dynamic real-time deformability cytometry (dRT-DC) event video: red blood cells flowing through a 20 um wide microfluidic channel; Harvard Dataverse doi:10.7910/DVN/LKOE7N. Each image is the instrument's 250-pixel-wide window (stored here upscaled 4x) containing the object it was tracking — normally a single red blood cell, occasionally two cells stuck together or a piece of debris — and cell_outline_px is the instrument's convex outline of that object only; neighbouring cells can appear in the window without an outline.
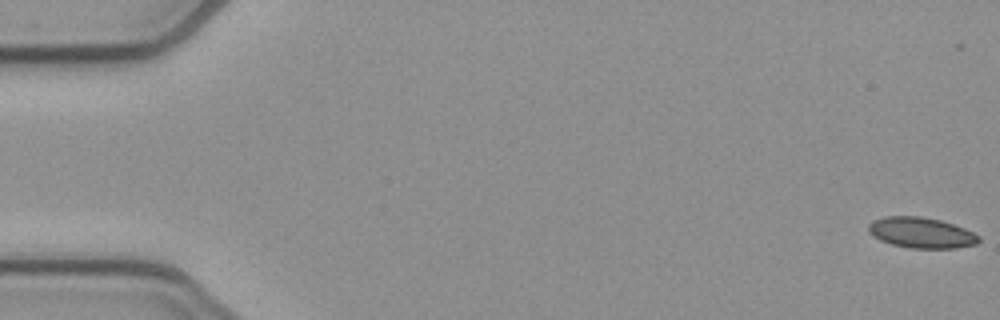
{"species": "common noctule bat (a hibernating species)", "species_latin": "Nyctalus noctula", "temperature_condition": "cold", "stored_images_in_passage": 53, "camera_frame_rate_fps": 3000, "um_per_image_px": 0.085, "animal": {"sex": "female", "body_mass_g": 21.9}, "frame": {"image": 1, "passage_image": 1, "time_ms": 0.0, "image_size_px": [1000, 320], "cell_outline_px": [[980, 240], [976, 244], [956, 248], [912, 248], [892, 244], [880, 240], [872, 236], [868, 232], [868, 224], [872, 220], [884, 216], [920, 216], [940, 220], [964, 228], [980, 236]], "centroid_in_image_um": [78.27, 19.77], "position_along_channel_um": 6.7, "area_um2": 19.77}}
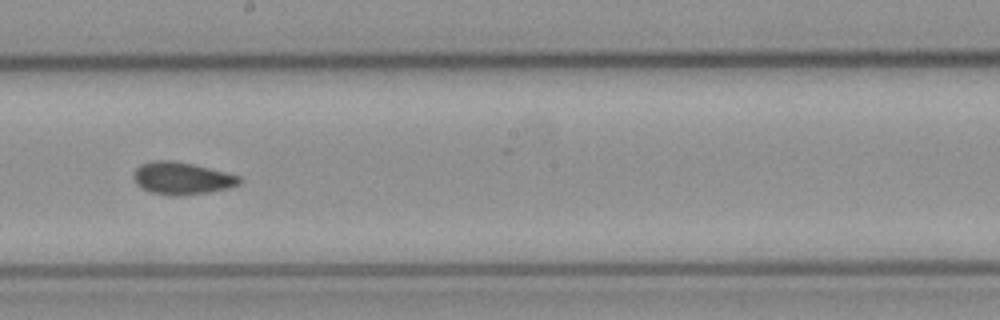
{"frame": {"image": 2, "passage_image": 30, "time_ms": 9.667, "image_size_px": [1000, 320], "cell_outline_px": [[244, 180], [240, 184], [228, 188], [208, 192], [180, 196], [168, 196], [152, 192], [140, 188], [136, 184], [132, 176], [136, 168], [140, 164], [152, 160], [172, 160], [192, 164], [240, 176]], "centroid_in_image_um": [15.43, 15.16], "position_along_channel_um": 232.8, "area_um2": 20.11}}
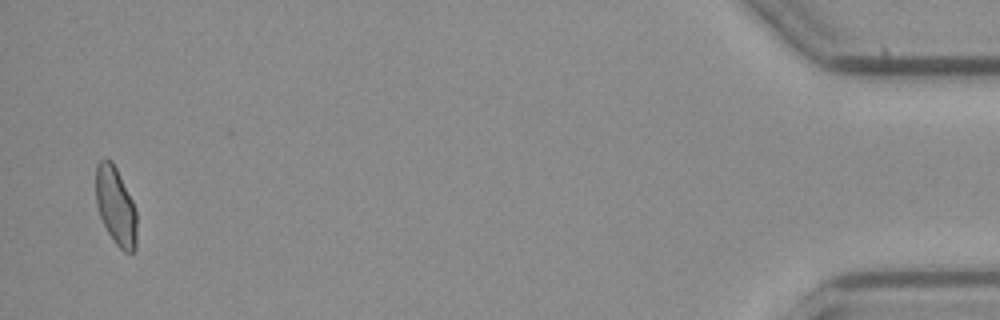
{"frame": {"image": 3, "passage_image": 52, "time_ms": 17.0, "image_size_px": [1000, 320], "cell_outline_px": [[136, 248], [132, 252], [124, 252], [116, 244], [108, 232], [100, 216], [96, 204], [96, 164], [100, 160], [112, 160], [136, 208]], "centroid_in_image_um": [9.84, 17.52], "position_along_channel_um": 425.4, "area_um2": 18.44}, "authors_computed_cell_mechanics": {"area_um2": 19.652, "velocity_mm_per_s": 3.8813, "shape_relaxation_time_tau1_ms": null, "shape_relaxation_time_tau2_ms": 2.266, "deformation_change_tau1": null, "deformation_change_tau2": 0.0707}}